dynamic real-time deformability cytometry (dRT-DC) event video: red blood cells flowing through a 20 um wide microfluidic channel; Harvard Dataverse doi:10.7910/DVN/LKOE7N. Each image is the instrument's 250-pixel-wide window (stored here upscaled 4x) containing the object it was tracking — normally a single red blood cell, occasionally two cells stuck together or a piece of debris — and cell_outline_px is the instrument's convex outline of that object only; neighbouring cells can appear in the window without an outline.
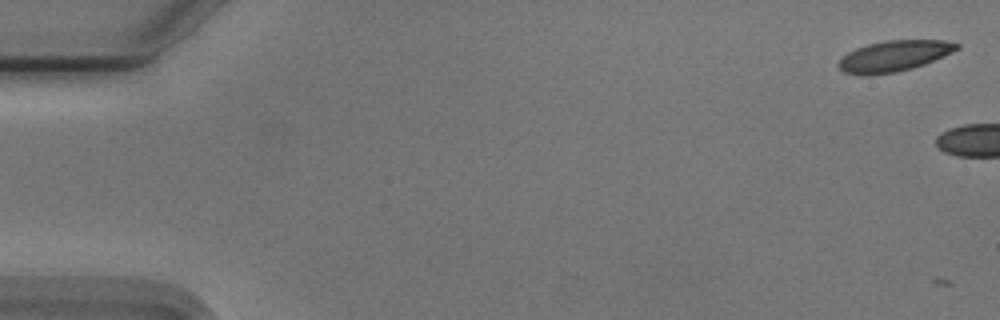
{"species": "Egyptian fruit bat (a non-hibernating species)", "species_latin": "Rousettus aegyptiacus", "temperature_condition": "cold", "stored_images_in_passage": 5, "camera_frame_rate_fps": 3000, "um_per_image_px": 0.085, "animal": {"sex": "male"}, "frame": {"image": 1, "passage_image": 2, "time_ms": 0.333, "image_size_px": [1000, 320], "cell_outline_px": [[960, 48], [952, 52], [924, 64], [912, 68], [896, 72], [868, 76], [860, 76], [844, 72], [836, 64], [848, 52], [856, 48], [868, 44], [884, 40], [944, 40], [960, 44]], "centroid_in_image_um": [75.97, 4.77], "position_along_channel_um": 9.0, "area_um2": 21.33}}